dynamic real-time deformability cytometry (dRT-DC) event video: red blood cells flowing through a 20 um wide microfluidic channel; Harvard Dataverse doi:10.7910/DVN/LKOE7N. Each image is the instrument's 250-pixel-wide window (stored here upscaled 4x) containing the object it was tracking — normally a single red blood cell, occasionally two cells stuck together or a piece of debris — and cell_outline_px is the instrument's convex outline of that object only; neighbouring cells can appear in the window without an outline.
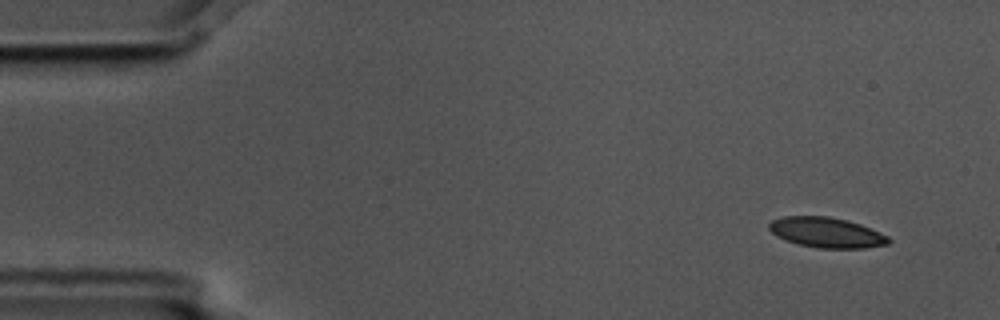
{"species": "common noctule bat (a hibernating species)", "species_latin": "Nyctalus noctula", "temperature_condition": "cold", "stored_images_in_passage": 5, "segment_of_instrument_passage": [1, 2], "camera_frame_rate_fps": 3000, "um_per_image_px": 0.085, "animal": {"sex": "male", "body_mass_g": 17.5, "forearm_length_mm": 52.3}, "frame": {"image": 1, "passage_image": 1, "time_ms": 0.0, "image_size_px": [1000, 320], "cell_outline_px": [[892, 240], [888, 244], [864, 248], [816, 248], [796, 244], [784, 240], [776, 236], [768, 228], [768, 224], [772, 220], [784, 216], [828, 216], [848, 220], [860, 224], [880, 232], [888, 236]], "centroid_in_image_um": [70.24, 19.76], "position_along_channel_um": 14.8, "area_um2": 21.27}}